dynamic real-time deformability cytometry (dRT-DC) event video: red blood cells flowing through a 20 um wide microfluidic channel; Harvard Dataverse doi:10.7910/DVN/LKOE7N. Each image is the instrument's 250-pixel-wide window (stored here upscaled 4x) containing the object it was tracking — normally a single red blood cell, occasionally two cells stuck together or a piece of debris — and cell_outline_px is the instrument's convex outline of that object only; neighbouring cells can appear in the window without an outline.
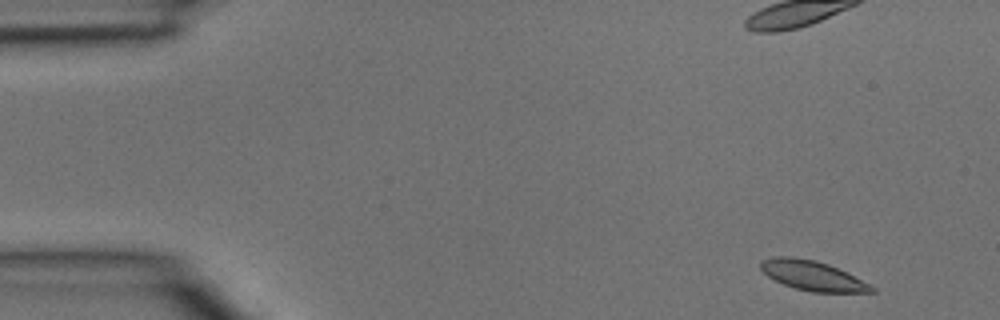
{"species": "common noctule bat (a hibernating species)", "species_latin": "Nyctalus noctula", "temperature_condition": "room temperature", "stored_images_in_passage": 3, "camera_frame_rate_fps": 3000, "um_per_image_px": 0.085, "animal": {"sex": "male", "body_mass_g": 15.6}, "frame": {"image": 1, "passage_image": 1, "time_ms": 0.0, "image_size_px": [1000, 320], "cell_outline_px": [[876, 292], [812, 292], [796, 288], [784, 284], [768, 276], [760, 268], [760, 260], [772, 256], [792, 256], [816, 260], [828, 264], [876, 288]], "centroid_in_image_um": [69.0, 23.41], "position_along_channel_um": 16.0, "area_um2": 18.9}}